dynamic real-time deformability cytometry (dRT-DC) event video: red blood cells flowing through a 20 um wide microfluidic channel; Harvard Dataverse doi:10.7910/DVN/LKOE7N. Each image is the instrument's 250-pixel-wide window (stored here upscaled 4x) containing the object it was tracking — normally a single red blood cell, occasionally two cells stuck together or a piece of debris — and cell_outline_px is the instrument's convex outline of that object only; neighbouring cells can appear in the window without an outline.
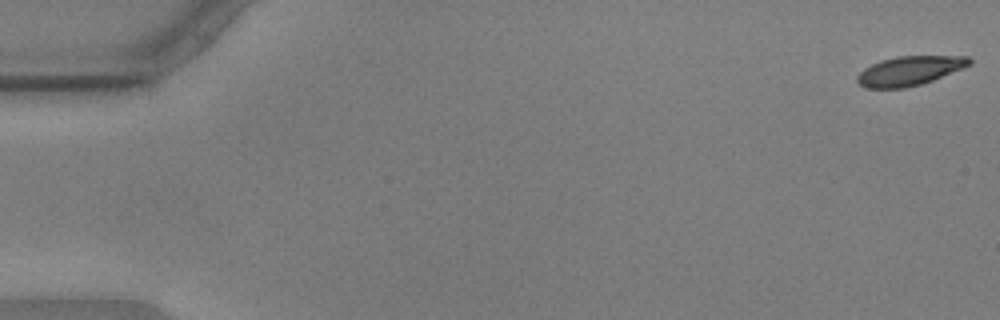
{"species": "common noctule bat (a hibernating species)", "species_latin": "Nyctalus noctula", "temperature_condition": "warm", "stored_images_in_passage": 56, "camera_frame_rate_fps": 3000, "um_per_image_px": 0.085, "animal": {"sex": "male", "body_mass_g": 17.9, "forearm_length_mm": 54.2}, "frame": {"image": 1, "passage_image": 1, "time_ms": 0.0, "image_size_px": [1000, 320], "cell_outline_px": [[972, 64], [964, 68], [932, 80], [920, 84], [904, 88], [864, 88], [856, 80], [856, 76], [864, 68], [880, 60], [896, 56], [968, 56], [972, 60]], "centroid_in_image_um": [77.31, 6.01], "position_along_channel_um": 7.7, "area_um2": 19.19}}
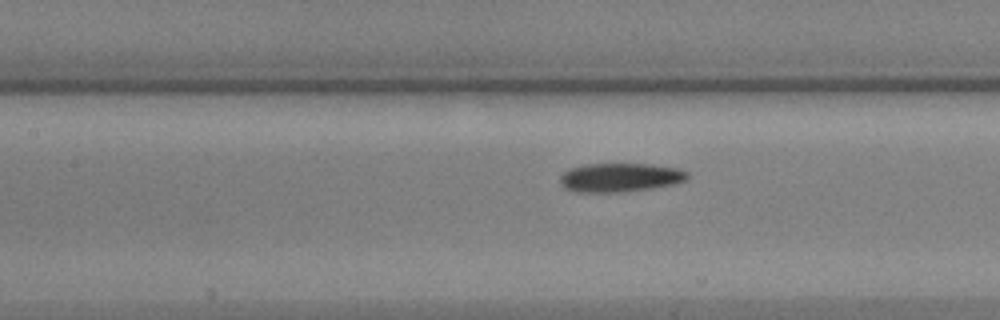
{"frame": {"image": 2, "passage_image": 26, "time_ms": 8.333, "image_size_px": [1000, 320], "cell_outline_px": [[688, 180], [676, 184], [652, 188], [620, 192], [576, 192], [564, 188], [560, 184], [560, 176], [564, 172], [572, 168], [584, 164], [652, 164], [676, 168], [688, 172]], "centroid_in_image_um": [52.72, 15.09], "position_along_channel_um": 154.7, "area_um2": 21.5}}
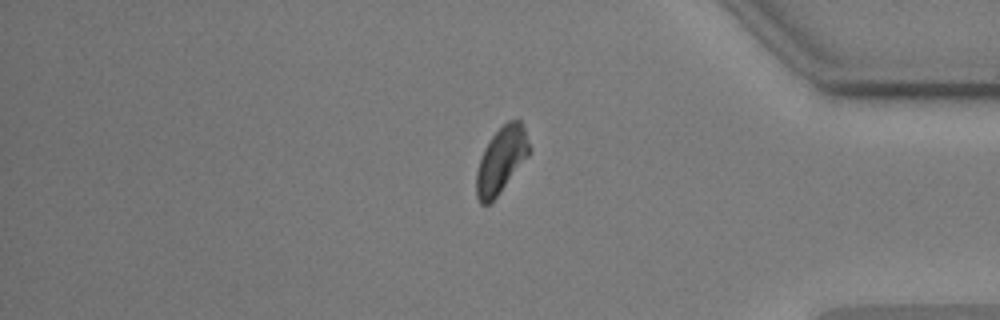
{"frame": {"image": 3, "passage_image": 48, "time_ms": 15.667, "image_size_px": [1000, 320], "cell_outline_px": [[532, 148], [528, 156], [496, 196], [488, 204], [480, 204], [476, 196], [476, 172], [480, 156], [484, 148], [492, 136], [508, 120], [520, 120], [524, 128]], "centroid_in_image_um": [42.6, 13.59], "position_along_channel_um": 392.6, "area_um2": 20.11}}